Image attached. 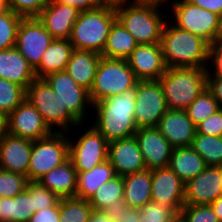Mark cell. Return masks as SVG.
<instances>
[{
  "label": "cell",
  "instance_id": "cell-18",
  "mask_svg": "<svg viewBox=\"0 0 222 222\" xmlns=\"http://www.w3.org/2000/svg\"><path fill=\"white\" fill-rule=\"evenodd\" d=\"M222 167L206 169L185 184V204L211 205L221 196Z\"/></svg>",
  "mask_w": 222,
  "mask_h": 222
},
{
  "label": "cell",
  "instance_id": "cell-58",
  "mask_svg": "<svg viewBox=\"0 0 222 222\" xmlns=\"http://www.w3.org/2000/svg\"><path fill=\"white\" fill-rule=\"evenodd\" d=\"M0 5H9L8 0H0Z\"/></svg>",
  "mask_w": 222,
  "mask_h": 222
},
{
  "label": "cell",
  "instance_id": "cell-10",
  "mask_svg": "<svg viewBox=\"0 0 222 222\" xmlns=\"http://www.w3.org/2000/svg\"><path fill=\"white\" fill-rule=\"evenodd\" d=\"M69 159L67 132H52L49 136L32 141L27 178L38 182L46 173Z\"/></svg>",
  "mask_w": 222,
  "mask_h": 222
},
{
  "label": "cell",
  "instance_id": "cell-20",
  "mask_svg": "<svg viewBox=\"0 0 222 222\" xmlns=\"http://www.w3.org/2000/svg\"><path fill=\"white\" fill-rule=\"evenodd\" d=\"M156 128L174 147H190L196 134V126L185 110L168 109Z\"/></svg>",
  "mask_w": 222,
  "mask_h": 222
},
{
  "label": "cell",
  "instance_id": "cell-27",
  "mask_svg": "<svg viewBox=\"0 0 222 222\" xmlns=\"http://www.w3.org/2000/svg\"><path fill=\"white\" fill-rule=\"evenodd\" d=\"M123 200L133 209H139L148 204L151 199V170L123 176Z\"/></svg>",
  "mask_w": 222,
  "mask_h": 222
},
{
  "label": "cell",
  "instance_id": "cell-9",
  "mask_svg": "<svg viewBox=\"0 0 222 222\" xmlns=\"http://www.w3.org/2000/svg\"><path fill=\"white\" fill-rule=\"evenodd\" d=\"M138 80L126 60L101 57L92 88V104L119 95L136 86Z\"/></svg>",
  "mask_w": 222,
  "mask_h": 222
},
{
  "label": "cell",
  "instance_id": "cell-45",
  "mask_svg": "<svg viewBox=\"0 0 222 222\" xmlns=\"http://www.w3.org/2000/svg\"><path fill=\"white\" fill-rule=\"evenodd\" d=\"M59 203L35 212L28 222H60Z\"/></svg>",
  "mask_w": 222,
  "mask_h": 222
},
{
  "label": "cell",
  "instance_id": "cell-31",
  "mask_svg": "<svg viewBox=\"0 0 222 222\" xmlns=\"http://www.w3.org/2000/svg\"><path fill=\"white\" fill-rule=\"evenodd\" d=\"M34 213L32 195L27 189L13 198H0V222H28Z\"/></svg>",
  "mask_w": 222,
  "mask_h": 222
},
{
  "label": "cell",
  "instance_id": "cell-52",
  "mask_svg": "<svg viewBox=\"0 0 222 222\" xmlns=\"http://www.w3.org/2000/svg\"><path fill=\"white\" fill-rule=\"evenodd\" d=\"M88 222H113L103 211L93 210Z\"/></svg>",
  "mask_w": 222,
  "mask_h": 222
},
{
  "label": "cell",
  "instance_id": "cell-6",
  "mask_svg": "<svg viewBox=\"0 0 222 222\" xmlns=\"http://www.w3.org/2000/svg\"><path fill=\"white\" fill-rule=\"evenodd\" d=\"M168 4L169 10L166 7L165 13H169L168 18H172L170 21L176 27L202 37L209 44L222 39L219 15L194 5L188 0H174Z\"/></svg>",
  "mask_w": 222,
  "mask_h": 222
},
{
  "label": "cell",
  "instance_id": "cell-36",
  "mask_svg": "<svg viewBox=\"0 0 222 222\" xmlns=\"http://www.w3.org/2000/svg\"><path fill=\"white\" fill-rule=\"evenodd\" d=\"M26 98V90L10 81L0 78V114L7 117Z\"/></svg>",
  "mask_w": 222,
  "mask_h": 222
},
{
  "label": "cell",
  "instance_id": "cell-43",
  "mask_svg": "<svg viewBox=\"0 0 222 222\" xmlns=\"http://www.w3.org/2000/svg\"><path fill=\"white\" fill-rule=\"evenodd\" d=\"M207 77L222 78V39L209 45Z\"/></svg>",
  "mask_w": 222,
  "mask_h": 222
},
{
  "label": "cell",
  "instance_id": "cell-28",
  "mask_svg": "<svg viewBox=\"0 0 222 222\" xmlns=\"http://www.w3.org/2000/svg\"><path fill=\"white\" fill-rule=\"evenodd\" d=\"M168 167L186 184L203 172L207 165L191 147H176Z\"/></svg>",
  "mask_w": 222,
  "mask_h": 222
},
{
  "label": "cell",
  "instance_id": "cell-12",
  "mask_svg": "<svg viewBox=\"0 0 222 222\" xmlns=\"http://www.w3.org/2000/svg\"><path fill=\"white\" fill-rule=\"evenodd\" d=\"M168 110L163 89L159 81H138L134 121L137 129L156 127Z\"/></svg>",
  "mask_w": 222,
  "mask_h": 222
},
{
  "label": "cell",
  "instance_id": "cell-44",
  "mask_svg": "<svg viewBox=\"0 0 222 222\" xmlns=\"http://www.w3.org/2000/svg\"><path fill=\"white\" fill-rule=\"evenodd\" d=\"M196 133L222 136V108L196 126Z\"/></svg>",
  "mask_w": 222,
  "mask_h": 222
},
{
  "label": "cell",
  "instance_id": "cell-38",
  "mask_svg": "<svg viewBox=\"0 0 222 222\" xmlns=\"http://www.w3.org/2000/svg\"><path fill=\"white\" fill-rule=\"evenodd\" d=\"M28 178L22 174L0 169V198H13L26 189Z\"/></svg>",
  "mask_w": 222,
  "mask_h": 222
},
{
  "label": "cell",
  "instance_id": "cell-1",
  "mask_svg": "<svg viewBox=\"0 0 222 222\" xmlns=\"http://www.w3.org/2000/svg\"><path fill=\"white\" fill-rule=\"evenodd\" d=\"M135 100L136 86L94 103L93 117L89 120L92 123L89 124H92L108 142L133 137L137 131L134 121Z\"/></svg>",
  "mask_w": 222,
  "mask_h": 222
},
{
  "label": "cell",
  "instance_id": "cell-11",
  "mask_svg": "<svg viewBox=\"0 0 222 222\" xmlns=\"http://www.w3.org/2000/svg\"><path fill=\"white\" fill-rule=\"evenodd\" d=\"M44 79L63 107H66L80 123H90V121H86V118L91 120L90 114L92 113L93 104L87 89L77 84L66 71L51 73Z\"/></svg>",
  "mask_w": 222,
  "mask_h": 222
},
{
  "label": "cell",
  "instance_id": "cell-47",
  "mask_svg": "<svg viewBox=\"0 0 222 222\" xmlns=\"http://www.w3.org/2000/svg\"><path fill=\"white\" fill-rule=\"evenodd\" d=\"M52 1L59 4L69 5L71 7L76 8L80 12L85 10H91L97 7L96 0H52Z\"/></svg>",
  "mask_w": 222,
  "mask_h": 222
},
{
  "label": "cell",
  "instance_id": "cell-26",
  "mask_svg": "<svg viewBox=\"0 0 222 222\" xmlns=\"http://www.w3.org/2000/svg\"><path fill=\"white\" fill-rule=\"evenodd\" d=\"M72 51L73 46L69 39H54L45 50L40 64L34 69L36 78L65 71Z\"/></svg>",
  "mask_w": 222,
  "mask_h": 222
},
{
  "label": "cell",
  "instance_id": "cell-50",
  "mask_svg": "<svg viewBox=\"0 0 222 222\" xmlns=\"http://www.w3.org/2000/svg\"><path fill=\"white\" fill-rule=\"evenodd\" d=\"M135 0H96L97 6L117 10Z\"/></svg>",
  "mask_w": 222,
  "mask_h": 222
},
{
  "label": "cell",
  "instance_id": "cell-57",
  "mask_svg": "<svg viewBox=\"0 0 222 222\" xmlns=\"http://www.w3.org/2000/svg\"><path fill=\"white\" fill-rule=\"evenodd\" d=\"M7 10H9V5H0V15H3Z\"/></svg>",
  "mask_w": 222,
  "mask_h": 222
},
{
  "label": "cell",
  "instance_id": "cell-7",
  "mask_svg": "<svg viewBox=\"0 0 222 222\" xmlns=\"http://www.w3.org/2000/svg\"><path fill=\"white\" fill-rule=\"evenodd\" d=\"M87 124L85 128V123H79L74 127L76 131L72 129V132H67L69 138V159L77 173L90 171L93 167L108 159L109 142L93 125L89 126V123ZM77 130L79 133L82 131V135H79V133L77 135ZM73 131L76 132L74 133L76 135L72 134Z\"/></svg>",
  "mask_w": 222,
  "mask_h": 222
},
{
  "label": "cell",
  "instance_id": "cell-16",
  "mask_svg": "<svg viewBox=\"0 0 222 222\" xmlns=\"http://www.w3.org/2000/svg\"><path fill=\"white\" fill-rule=\"evenodd\" d=\"M126 61L138 81H157L168 68L160 43L137 45Z\"/></svg>",
  "mask_w": 222,
  "mask_h": 222
},
{
  "label": "cell",
  "instance_id": "cell-21",
  "mask_svg": "<svg viewBox=\"0 0 222 222\" xmlns=\"http://www.w3.org/2000/svg\"><path fill=\"white\" fill-rule=\"evenodd\" d=\"M32 140L5 132L0 139V169L27 177Z\"/></svg>",
  "mask_w": 222,
  "mask_h": 222
},
{
  "label": "cell",
  "instance_id": "cell-54",
  "mask_svg": "<svg viewBox=\"0 0 222 222\" xmlns=\"http://www.w3.org/2000/svg\"><path fill=\"white\" fill-rule=\"evenodd\" d=\"M5 132H6L5 117L2 114H0V139L3 137Z\"/></svg>",
  "mask_w": 222,
  "mask_h": 222
},
{
  "label": "cell",
  "instance_id": "cell-33",
  "mask_svg": "<svg viewBox=\"0 0 222 222\" xmlns=\"http://www.w3.org/2000/svg\"><path fill=\"white\" fill-rule=\"evenodd\" d=\"M123 176L116 175L101 185L88 200L93 210L103 211L111 203L123 200Z\"/></svg>",
  "mask_w": 222,
  "mask_h": 222
},
{
  "label": "cell",
  "instance_id": "cell-5",
  "mask_svg": "<svg viewBox=\"0 0 222 222\" xmlns=\"http://www.w3.org/2000/svg\"><path fill=\"white\" fill-rule=\"evenodd\" d=\"M116 20V10L97 6L81 11L73 24L69 42L73 49L102 54L110 28Z\"/></svg>",
  "mask_w": 222,
  "mask_h": 222
},
{
  "label": "cell",
  "instance_id": "cell-8",
  "mask_svg": "<svg viewBox=\"0 0 222 222\" xmlns=\"http://www.w3.org/2000/svg\"><path fill=\"white\" fill-rule=\"evenodd\" d=\"M42 115L53 132H69L80 122L63 107L44 78H35L26 89V98Z\"/></svg>",
  "mask_w": 222,
  "mask_h": 222
},
{
  "label": "cell",
  "instance_id": "cell-17",
  "mask_svg": "<svg viewBox=\"0 0 222 222\" xmlns=\"http://www.w3.org/2000/svg\"><path fill=\"white\" fill-rule=\"evenodd\" d=\"M148 170L169 166L174 147L156 127L139 128L134 134Z\"/></svg>",
  "mask_w": 222,
  "mask_h": 222
},
{
  "label": "cell",
  "instance_id": "cell-24",
  "mask_svg": "<svg viewBox=\"0 0 222 222\" xmlns=\"http://www.w3.org/2000/svg\"><path fill=\"white\" fill-rule=\"evenodd\" d=\"M101 57L92 51L73 49L65 71L77 84L90 91Z\"/></svg>",
  "mask_w": 222,
  "mask_h": 222
},
{
  "label": "cell",
  "instance_id": "cell-51",
  "mask_svg": "<svg viewBox=\"0 0 222 222\" xmlns=\"http://www.w3.org/2000/svg\"><path fill=\"white\" fill-rule=\"evenodd\" d=\"M120 222H142L138 209L131 208L127 213H123Z\"/></svg>",
  "mask_w": 222,
  "mask_h": 222
},
{
  "label": "cell",
  "instance_id": "cell-23",
  "mask_svg": "<svg viewBox=\"0 0 222 222\" xmlns=\"http://www.w3.org/2000/svg\"><path fill=\"white\" fill-rule=\"evenodd\" d=\"M0 78L13 82L25 90L36 78L34 68L26 58L12 47L0 50Z\"/></svg>",
  "mask_w": 222,
  "mask_h": 222
},
{
  "label": "cell",
  "instance_id": "cell-3",
  "mask_svg": "<svg viewBox=\"0 0 222 222\" xmlns=\"http://www.w3.org/2000/svg\"><path fill=\"white\" fill-rule=\"evenodd\" d=\"M162 7L165 9L166 5L135 0L117 9L116 19L134 37L138 45L160 43L164 24L168 20V14L165 16Z\"/></svg>",
  "mask_w": 222,
  "mask_h": 222
},
{
  "label": "cell",
  "instance_id": "cell-32",
  "mask_svg": "<svg viewBox=\"0 0 222 222\" xmlns=\"http://www.w3.org/2000/svg\"><path fill=\"white\" fill-rule=\"evenodd\" d=\"M190 147L207 166L222 167V136L196 133Z\"/></svg>",
  "mask_w": 222,
  "mask_h": 222
},
{
  "label": "cell",
  "instance_id": "cell-22",
  "mask_svg": "<svg viewBox=\"0 0 222 222\" xmlns=\"http://www.w3.org/2000/svg\"><path fill=\"white\" fill-rule=\"evenodd\" d=\"M79 12L69 5L49 0L37 18L54 39H69Z\"/></svg>",
  "mask_w": 222,
  "mask_h": 222
},
{
  "label": "cell",
  "instance_id": "cell-40",
  "mask_svg": "<svg viewBox=\"0 0 222 222\" xmlns=\"http://www.w3.org/2000/svg\"><path fill=\"white\" fill-rule=\"evenodd\" d=\"M180 214L185 222H220L210 205L185 204Z\"/></svg>",
  "mask_w": 222,
  "mask_h": 222
},
{
  "label": "cell",
  "instance_id": "cell-13",
  "mask_svg": "<svg viewBox=\"0 0 222 222\" xmlns=\"http://www.w3.org/2000/svg\"><path fill=\"white\" fill-rule=\"evenodd\" d=\"M53 40L37 17L22 18L17 29L15 47L35 69Z\"/></svg>",
  "mask_w": 222,
  "mask_h": 222
},
{
  "label": "cell",
  "instance_id": "cell-25",
  "mask_svg": "<svg viewBox=\"0 0 222 222\" xmlns=\"http://www.w3.org/2000/svg\"><path fill=\"white\" fill-rule=\"evenodd\" d=\"M59 198L76 196L77 171L70 159L46 173L39 181Z\"/></svg>",
  "mask_w": 222,
  "mask_h": 222
},
{
  "label": "cell",
  "instance_id": "cell-46",
  "mask_svg": "<svg viewBox=\"0 0 222 222\" xmlns=\"http://www.w3.org/2000/svg\"><path fill=\"white\" fill-rule=\"evenodd\" d=\"M131 207L127 205L124 200H118L111 203L103 212L111 219L113 222H120L123 213H127Z\"/></svg>",
  "mask_w": 222,
  "mask_h": 222
},
{
  "label": "cell",
  "instance_id": "cell-56",
  "mask_svg": "<svg viewBox=\"0 0 222 222\" xmlns=\"http://www.w3.org/2000/svg\"><path fill=\"white\" fill-rule=\"evenodd\" d=\"M142 1H150V2H157V3H161V4H163V5H165V3H169V2H172V1H174V0H171V1H169V0H142ZM169 1V2H168Z\"/></svg>",
  "mask_w": 222,
  "mask_h": 222
},
{
  "label": "cell",
  "instance_id": "cell-14",
  "mask_svg": "<svg viewBox=\"0 0 222 222\" xmlns=\"http://www.w3.org/2000/svg\"><path fill=\"white\" fill-rule=\"evenodd\" d=\"M6 132L32 141L49 136L53 131L42 115L26 99L5 117Z\"/></svg>",
  "mask_w": 222,
  "mask_h": 222
},
{
  "label": "cell",
  "instance_id": "cell-15",
  "mask_svg": "<svg viewBox=\"0 0 222 222\" xmlns=\"http://www.w3.org/2000/svg\"><path fill=\"white\" fill-rule=\"evenodd\" d=\"M151 199L179 214L185 205V183L169 167L151 170Z\"/></svg>",
  "mask_w": 222,
  "mask_h": 222
},
{
  "label": "cell",
  "instance_id": "cell-35",
  "mask_svg": "<svg viewBox=\"0 0 222 222\" xmlns=\"http://www.w3.org/2000/svg\"><path fill=\"white\" fill-rule=\"evenodd\" d=\"M219 106L212 93L206 88L186 109L188 117L197 126L214 114Z\"/></svg>",
  "mask_w": 222,
  "mask_h": 222
},
{
  "label": "cell",
  "instance_id": "cell-53",
  "mask_svg": "<svg viewBox=\"0 0 222 222\" xmlns=\"http://www.w3.org/2000/svg\"><path fill=\"white\" fill-rule=\"evenodd\" d=\"M210 206L213 208L220 222H222V195L219 196Z\"/></svg>",
  "mask_w": 222,
  "mask_h": 222
},
{
  "label": "cell",
  "instance_id": "cell-37",
  "mask_svg": "<svg viewBox=\"0 0 222 222\" xmlns=\"http://www.w3.org/2000/svg\"><path fill=\"white\" fill-rule=\"evenodd\" d=\"M22 18L10 9L0 15V50L15 47L17 29Z\"/></svg>",
  "mask_w": 222,
  "mask_h": 222
},
{
  "label": "cell",
  "instance_id": "cell-2",
  "mask_svg": "<svg viewBox=\"0 0 222 222\" xmlns=\"http://www.w3.org/2000/svg\"><path fill=\"white\" fill-rule=\"evenodd\" d=\"M160 44L167 67L207 69L210 44L202 37L176 27L170 18L164 24Z\"/></svg>",
  "mask_w": 222,
  "mask_h": 222
},
{
  "label": "cell",
  "instance_id": "cell-39",
  "mask_svg": "<svg viewBox=\"0 0 222 222\" xmlns=\"http://www.w3.org/2000/svg\"><path fill=\"white\" fill-rule=\"evenodd\" d=\"M26 189L32 195L35 212L57 205L61 198L42 186L39 182H29Z\"/></svg>",
  "mask_w": 222,
  "mask_h": 222
},
{
  "label": "cell",
  "instance_id": "cell-29",
  "mask_svg": "<svg viewBox=\"0 0 222 222\" xmlns=\"http://www.w3.org/2000/svg\"><path fill=\"white\" fill-rule=\"evenodd\" d=\"M114 167L106 160L90 171L77 173L76 198L89 200L97 189L115 177Z\"/></svg>",
  "mask_w": 222,
  "mask_h": 222
},
{
  "label": "cell",
  "instance_id": "cell-55",
  "mask_svg": "<svg viewBox=\"0 0 222 222\" xmlns=\"http://www.w3.org/2000/svg\"><path fill=\"white\" fill-rule=\"evenodd\" d=\"M168 222H185L181 214H175Z\"/></svg>",
  "mask_w": 222,
  "mask_h": 222
},
{
  "label": "cell",
  "instance_id": "cell-34",
  "mask_svg": "<svg viewBox=\"0 0 222 222\" xmlns=\"http://www.w3.org/2000/svg\"><path fill=\"white\" fill-rule=\"evenodd\" d=\"M92 211V206L85 199L68 197L59 201L60 222H88Z\"/></svg>",
  "mask_w": 222,
  "mask_h": 222
},
{
  "label": "cell",
  "instance_id": "cell-41",
  "mask_svg": "<svg viewBox=\"0 0 222 222\" xmlns=\"http://www.w3.org/2000/svg\"><path fill=\"white\" fill-rule=\"evenodd\" d=\"M142 222H168L176 213L168 206L150 201L138 209Z\"/></svg>",
  "mask_w": 222,
  "mask_h": 222
},
{
  "label": "cell",
  "instance_id": "cell-4",
  "mask_svg": "<svg viewBox=\"0 0 222 222\" xmlns=\"http://www.w3.org/2000/svg\"><path fill=\"white\" fill-rule=\"evenodd\" d=\"M158 81L168 109L185 110L207 88V69L168 67Z\"/></svg>",
  "mask_w": 222,
  "mask_h": 222
},
{
  "label": "cell",
  "instance_id": "cell-48",
  "mask_svg": "<svg viewBox=\"0 0 222 222\" xmlns=\"http://www.w3.org/2000/svg\"><path fill=\"white\" fill-rule=\"evenodd\" d=\"M194 5L211 11L222 17V0H188Z\"/></svg>",
  "mask_w": 222,
  "mask_h": 222
},
{
  "label": "cell",
  "instance_id": "cell-19",
  "mask_svg": "<svg viewBox=\"0 0 222 222\" xmlns=\"http://www.w3.org/2000/svg\"><path fill=\"white\" fill-rule=\"evenodd\" d=\"M116 175L124 176L146 169L136 138L130 137L109 142L108 159Z\"/></svg>",
  "mask_w": 222,
  "mask_h": 222
},
{
  "label": "cell",
  "instance_id": "cell-30",
  "mask_svg": "<svg viewBox=\"0 0 222 222\" xmlns=\"http://www.w3.org/2000/svg\"><path fill=\"white\" fill-rule=\"evenodd\" d=\"M137 45L134 37L116 19L110 28L101 56L110 59L126 60Z\"/></svg>",
  "mask_w": 222,
  "mask_h": 222
},
{
  "label": "cell",
  "instance_id": "cell-49",
  "mask_svg": "<svg viewBox=\"0 0 222 222\" xmlns=\"http://www.w3.org/2000/svg\"><path fill=\"white\" fill-rule=\"evenodd\" d=\"M207 89L217 100L220 107H222V78L207 77Z\"/></svg>",
  "mask_w": 222,
  "mask_h": 222
},
{
  "label": "cell",
  "instance_id": "cell-42",
  "mask_svg": "<svg viewBox=\"0 0 222 222\" xmlns=\"http://www.w3.org/2000/svg\"><path fill=\"white\" fill-rule=\"evenodd\" d=\"M49 0H8L9 9L23 18L37 17Z\"/></svg>",
  "mask_w": 222,
  "mask_h": 222
}]
</instances>
